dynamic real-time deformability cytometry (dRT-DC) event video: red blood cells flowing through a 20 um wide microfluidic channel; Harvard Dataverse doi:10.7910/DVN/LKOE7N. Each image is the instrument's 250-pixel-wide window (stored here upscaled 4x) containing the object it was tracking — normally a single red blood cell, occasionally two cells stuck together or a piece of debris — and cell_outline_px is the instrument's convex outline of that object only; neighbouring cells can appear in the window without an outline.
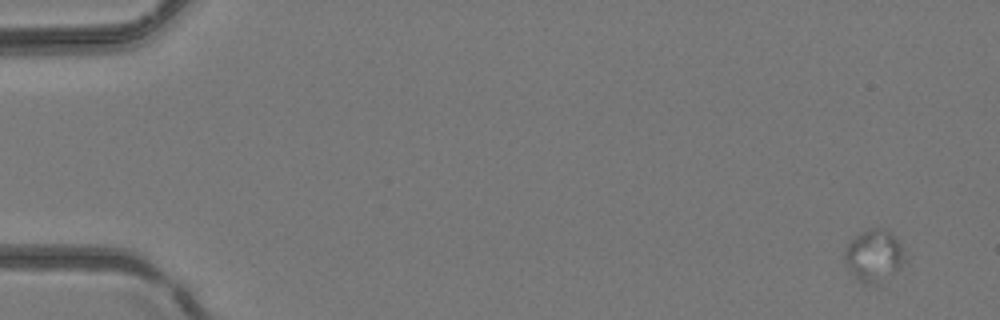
{"species": "common noctule bat (a hibernating species)", "species_latin": "Nyctalus noctula", "temperature_condition": "room temperature", "stored_images_in_passage": 6, "camera_frame_rate_fps": 3000, "um_per_image_px": 0.085, "animal": {"sex": "female", "body_mass_g": 24.6, "forearm_length_mm": 56.2}, "frame": {"image": 1, "passage_image": 1, "time_ms": 0.0, "image_size_px": [1000, 320], "cell_outline_px": [[904, 260], [896, 268], [876, 284], [864, 284], [856, 280], [844, 264], [844, 252], [848, 244], [860, 232], [872, 228], [884, 228], [900, 244]], "centroid_in_image_um": [74.18, 21.73], "position_along_channel_um": 10.8, "area_um2": 17.57}}
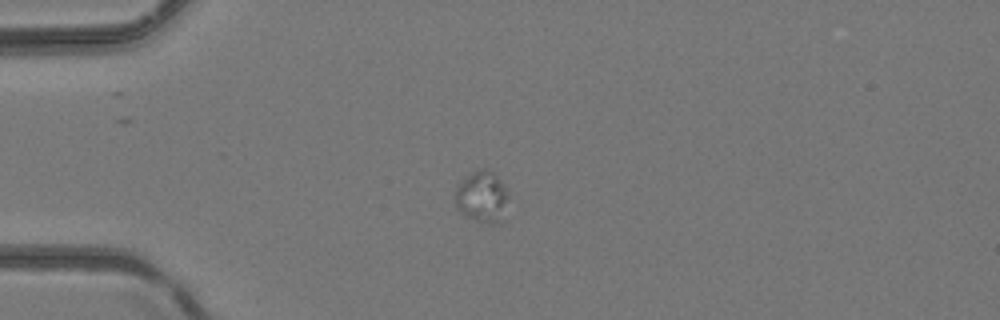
{"frame": {"image": 2, "passage_image": 4, "time_ms": 1.0, "image_size_px": [1000, 320], "cell_outline_px": [[508, 196], [500, 224], [480, 224], [460, 212], [456, 208], [456, 184], [472, 172], [480, 168], [488, 168], [500, 180]], "centroid_in_image_um": [40.94, 16.75], "position_along_channel_um": 44.1, "area_um2": 16.01}}